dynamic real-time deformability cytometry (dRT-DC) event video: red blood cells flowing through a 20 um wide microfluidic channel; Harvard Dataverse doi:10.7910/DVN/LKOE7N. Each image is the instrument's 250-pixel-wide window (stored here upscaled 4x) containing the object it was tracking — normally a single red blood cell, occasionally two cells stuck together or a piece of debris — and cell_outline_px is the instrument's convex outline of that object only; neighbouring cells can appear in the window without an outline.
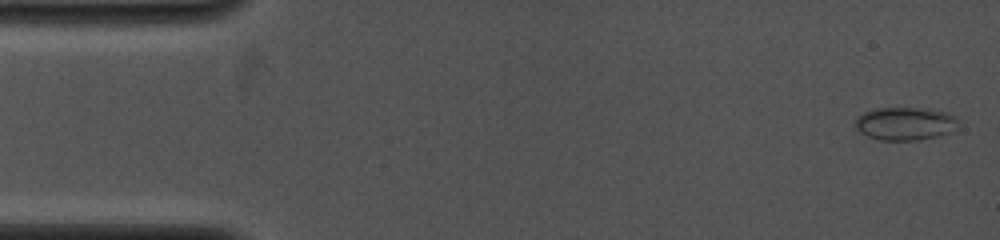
{"species": "common noctule bat (a hibernating species)", "species_latin": "Nyctalus noctula", "temperature_condition": "cold", "stored_images_in_passage": 15, "camera_frame_rate_fps": 4000, "um_per_image_px": 0.085, "animal": {"sex": "female", "body_mass_g": 19.0, "forearm_length_mm": 53.3}, "frame": {"image": 1, "passage_image": 1, "time_ms": 0.0, "image_size_px": [1000, 240], "cell_outline_px": [[956, 128], [952, 132], [936, 136], [916, 140], [880, 140], [868, 136], [860, 132], [856, 128], [856, 116], [864, 112], [876, 108], [920, 108], [948, 112], [956, 116]], "centroid_in_image_um": [76.93, 10.5], "position_along_channel_um": 8.1, "area_um2": 19.77}}
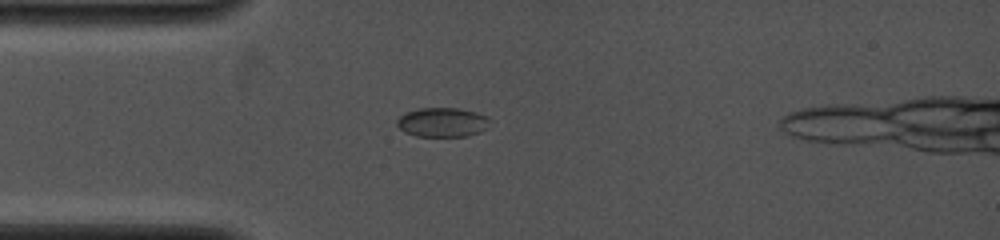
{"frame": {"image": 2, "passage_image": 9, "time_ms": 3.5, "image_size_px": [1000, 240], "cell_outline_px": [[492, 120], [488, 128], [480, 132], [468, 136], [416, 136], [404, 132], [396, 124], [396, 120], [404, 112], [420, 108], [456, 108], [476, 112], [488, 116]], "centroid_in_image_um": [37.63, 10.39], "position_along_channel_um": 47.4, "area_um2": 16.13}}
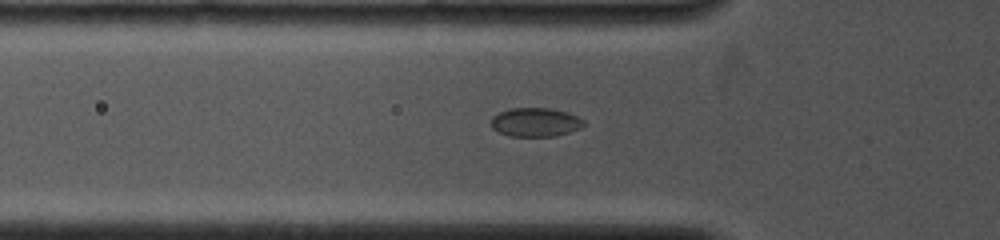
{"frame": {"image": 3, "passage_image": 12, "time_ms": 4.5, "image_size_px": [1000, 240], "cell_outline_px": [[584, 128], [556, 136], [508, 136], [492, 128], [492, 116], [500, 112], [512, 108], [548, 108], [564, 112], [576, 116], [584, 120]], "centroid_in_image_um": [45.53, 10.4], "position_along_channel_um": 80.3, "area_um2": 15.49}}